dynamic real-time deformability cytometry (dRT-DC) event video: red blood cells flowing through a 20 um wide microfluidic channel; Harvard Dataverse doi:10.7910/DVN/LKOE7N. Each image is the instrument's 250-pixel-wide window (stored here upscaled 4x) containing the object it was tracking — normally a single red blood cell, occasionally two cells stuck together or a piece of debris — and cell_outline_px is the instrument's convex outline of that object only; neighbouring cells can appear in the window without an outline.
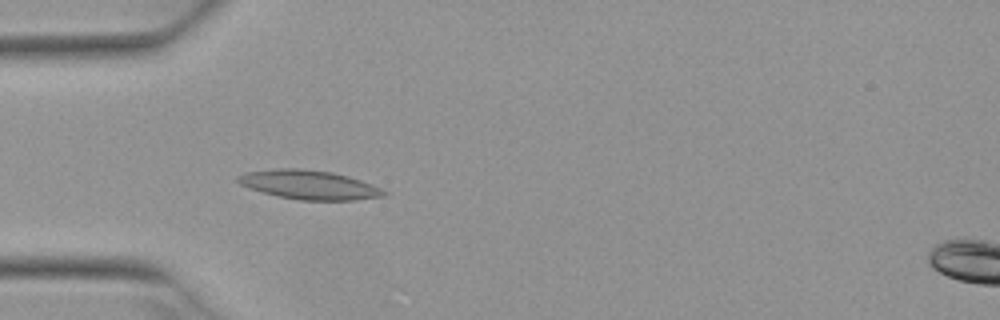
{"species": "Egyptian fruit bat (a non-hibernating species)", "species_latin": "Rousettus aegyptiacus", "temperature_condition": "warm", "stored_images_in_passage": 2, "camera_frame_rate_fps": 3000, "um_per_image_px": 0.085, "animal": {"sex": "female"}, "frame": {"image": 1, "passage_image": 1, "time_ms": 0.0, "image_size_px": [1000, 320], "cell_outline_px": [[388, 192], [384, 196], [356, 200], [300, 200], [276, 196], [248, 188], [240, 184], [236, 180], [236, 176], [244, 172], [276, 168], [300, 168], [332, 172], [348, 176], [372, 184]], "centroid_in_image_um": [26.23, 15.7], "position_along_channel_um": 58.8, "area_um2": 24.91}}